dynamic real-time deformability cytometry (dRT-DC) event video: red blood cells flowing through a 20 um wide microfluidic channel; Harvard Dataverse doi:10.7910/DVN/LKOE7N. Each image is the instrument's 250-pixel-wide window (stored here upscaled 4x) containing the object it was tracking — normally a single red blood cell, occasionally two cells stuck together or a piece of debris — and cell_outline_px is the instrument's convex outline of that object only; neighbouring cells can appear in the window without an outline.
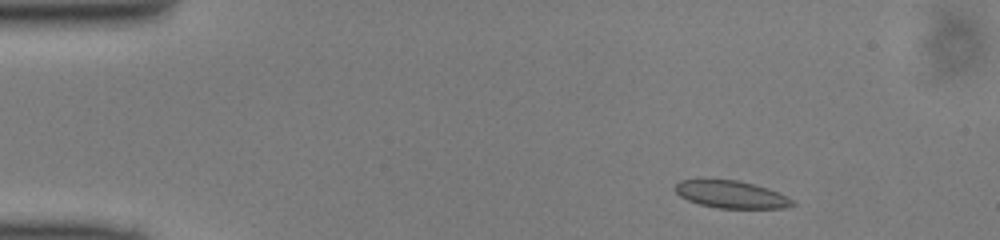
{"species": "common noctule bat (a hibernating species)", "species_latin": "Nyctalus noctula", "temperature_condition": "cold", "stored_images_in_passage": 44, "camera_frame_rate_fps": 3000, "um_per_image_px": 0.085, "animal": {"sex": "male", "body_mass_g": 13.0, "forearm_length_mm": 53.1}, "frame": {"image": 1, "passage_image": 2, "time_ms": 0.333, "image_size_px": [1000, 240], "cell_outline_px": [[796, 204], [784, 208], [716, 208], [700, 204], [688, 200], [680, 196], [672, 188], [680, 180], [736, 180], [768, 188], [792, 200]], "centroid_in_image_um": [62.11, 16.53], "position_along_channel_um": 22.9, "area_um2": 18.44}}
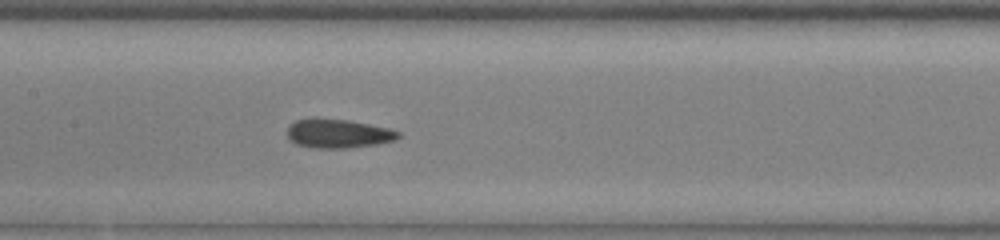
{"frame": {"image": 2, "passage_image": 19, "time_ms": 6.0, "image_size_px": [1000, 240], "cell_outline_px": [[400, 136], [396, 140], [376, 144], [344, 148], [316, 148], [296, 144], [288, 136], [288, 128], [296, 120], [348, 120], [388, 128], [400, 132]], "centroid_in_image_um": [28.8, 11.38], "position_along_channel_um": 178.6, "area_um2": 18.03}}
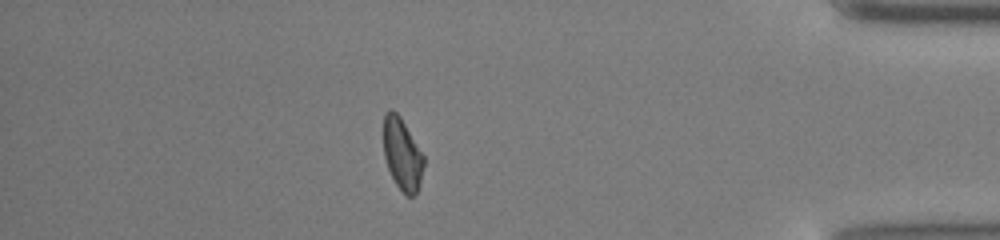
{"frame": {"image": 3, "passage_image": 38, "time_ms": 12.333, "image_size_px": [1000, 240], "cell_outline_px": [[424, 164], [420, 180], [416, 192], [412, 196], [408, 196], [396, 184], [388, 168], [384, 156], [384, 112], [388, 108], [392, 108], [400, 116], [424, 156]], "centroid_in_image_um": [34.17, 13.05], "position_along_channel_um": 401.0, "area_um2": 16.59}}